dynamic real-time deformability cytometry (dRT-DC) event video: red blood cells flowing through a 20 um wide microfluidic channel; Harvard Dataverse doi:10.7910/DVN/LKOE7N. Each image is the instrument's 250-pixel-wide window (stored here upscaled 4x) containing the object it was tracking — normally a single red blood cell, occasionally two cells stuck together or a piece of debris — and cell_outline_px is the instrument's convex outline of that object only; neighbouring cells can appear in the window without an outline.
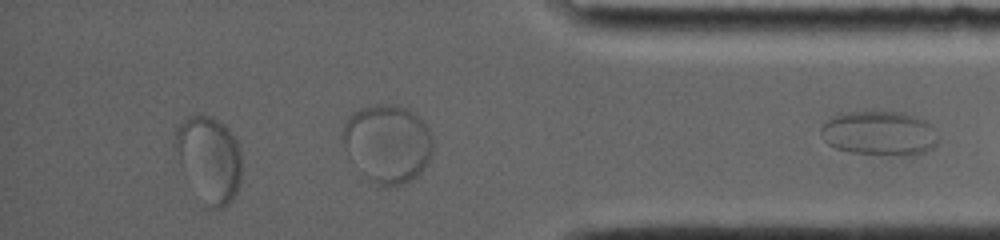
{"species": "common noctule bat (a hibernating species)", "species_latin": "Nyctalus noctula", "temperature_condition": "room temperature", "stored_images_in_passage": 37, "segment_of_instrument_passage": [2, 2], "camera_frame_rate_fps": 4000, "um_per_image_px": 0.085, "animal": {"sex": "female", "body_mass_g": 19.0, "forearm_length_mm": 56.7}, "frame": {"image": 1, "passage_image": 37, "time_ms": 10.25, "image_size_px": [1000, 240], "cell_outline_px": [[940, 140], [932, 148], [924, 152], [912, 156], [896, 156], [852, 152], [836, 148], [828, 144], [824, 140], [820, 132], [820, 128], [832, 116], [844, 112], [904, 112], [916, 116], [932, 124]], "centroid_in_image_um": [74.79, 11.34], "position_along_channel_um": 360.4, "area_um2": 30.75}}